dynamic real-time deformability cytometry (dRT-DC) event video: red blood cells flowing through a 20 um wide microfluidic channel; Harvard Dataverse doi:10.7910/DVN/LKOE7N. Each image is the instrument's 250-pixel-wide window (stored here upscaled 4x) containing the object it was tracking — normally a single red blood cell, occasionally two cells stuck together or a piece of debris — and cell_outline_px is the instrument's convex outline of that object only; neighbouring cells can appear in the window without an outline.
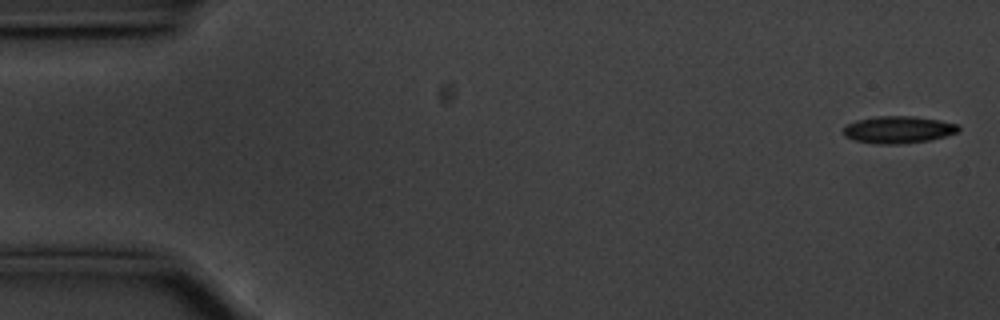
{"species": "common noctule bat (a hibernating species)", "species_latin": "Nyctalus noctula", "temperature_condition": "cold", "stored_images_in_passage": 57, "camera_frame_rate_fps": 3000, "um_per_image_px": 0.085, "animal": {"sex": "male", "body_mass_g": 20.1, "forearm_length_mm": 53.5}, "frame": {"image": 1, "passage_image": 2, "time_ms": 0.333, "image_size_px": [1000, 320], "cell_outline_px": [[960, 128], [956, 132], [944, 136], [928, 140], [900, 144], [876, 144], [852, 140], [844, 136], [844, 124], [856, 120], [876, 116], [916, 116], [940, 120], [960, 124]], "centroid_in_image_um": [76.32, 11.01], "position_along_channel_um": 8.7, "area_um2": 18.38}}
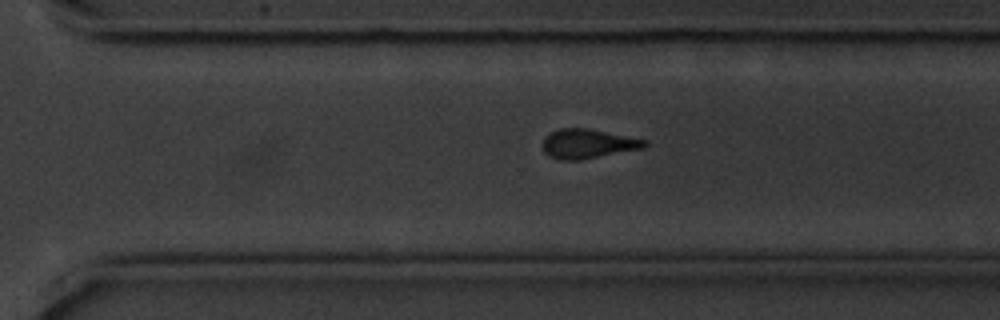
{"frame": {"image": 2, "passage_image": 39, "time_ms": 12.667, "image_size_px": [1000, 320], "cell_outline_px": [[648, 144], [644, 148], [580, 160], [560, 160], [548, 156], [544, 152], [540, 144], [552, 132], [560, 128], [588, 128], [648, 140]], "centroid_in_image_um": [49.97, 12.22], "position_along_channel_um": 320.6, "area_um2": 17.51}}
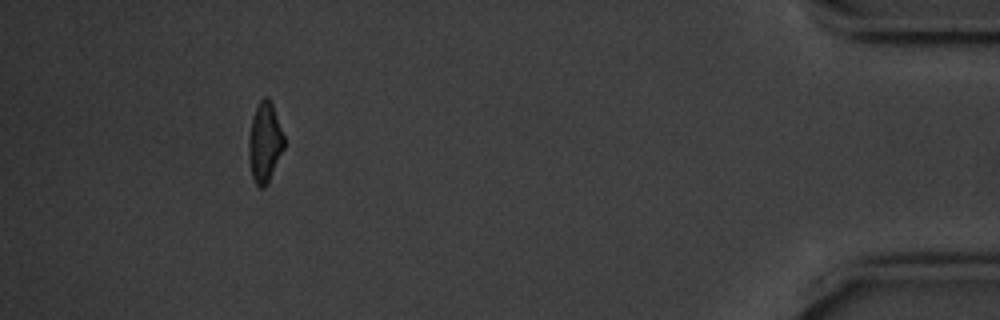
{"frame": {"image": 3, "passage_image": 52, "time_ms": 17.0, "image_size_px": [1000, 320], "cell_outline_px": [[284, 148], [268, 184], [264, 188], [260, 188], [256, 184], [252, 176], [248, 156], [248, 136], [252, 116], [260, 100], [264, 96], [268, 96], [272, 104], [284, 136]], "centroid_in_image_um": [22.49, 12.12], "position_along_channel_um": 412.7, "area_um2": 16.59}, "authors_computed_cell_mechanics": {"area_um2": 17.7446, "velocity_mm_per_s": 3.5497, "shape_relaxation_time_tau1_ms": 4.0941, "shape_relaxation_time_tau2_ms": 4.5185, "deformation_change_tau1": 0.1241, "deformation_change_tau2": 0.1284}}